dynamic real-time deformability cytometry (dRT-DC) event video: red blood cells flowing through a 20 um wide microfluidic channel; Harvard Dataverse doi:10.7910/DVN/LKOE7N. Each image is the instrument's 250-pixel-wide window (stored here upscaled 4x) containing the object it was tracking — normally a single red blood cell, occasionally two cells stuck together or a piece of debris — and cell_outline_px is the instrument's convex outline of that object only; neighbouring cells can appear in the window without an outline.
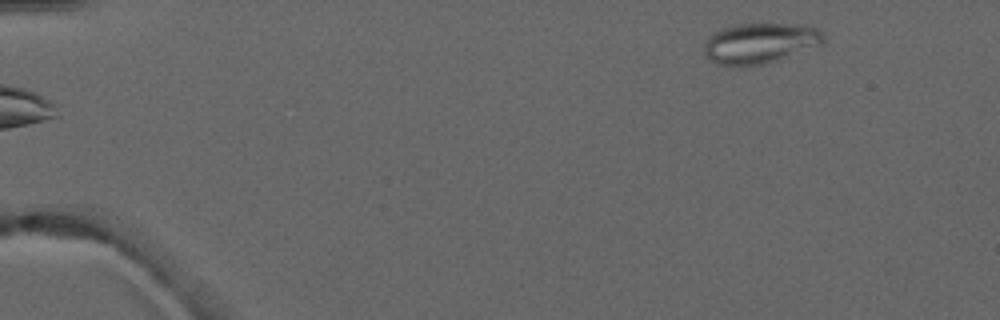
{"species": "common noctule bat (a hibernating species)", "species_latin": "Nyctalus noctula", "temperature_condition": "warm", "stored_images_in_passage": 5, "camera_frame_rate_fps": 3000, "um_per_image_px": 0.085, "animal": {"sex": "male", "forearm_length_mm": 52.5}, "frame": {"image": 1, "passage_image": 1, "time_ms": 0.0, "image_size_px": [1000, 320], "cell_outline_px": [[824, 40], [820, 44], [780, 60], [768, 64], [716, 64], [708, 60], [704, 52], [704, 40], [712, 32], [736, 24], [804, 24], [816, 28], [824, 36]], "centroid_in_image_um": [64.56, 3.65], "position_along_channel_um": 20.4, "area_um2": 28.03}}